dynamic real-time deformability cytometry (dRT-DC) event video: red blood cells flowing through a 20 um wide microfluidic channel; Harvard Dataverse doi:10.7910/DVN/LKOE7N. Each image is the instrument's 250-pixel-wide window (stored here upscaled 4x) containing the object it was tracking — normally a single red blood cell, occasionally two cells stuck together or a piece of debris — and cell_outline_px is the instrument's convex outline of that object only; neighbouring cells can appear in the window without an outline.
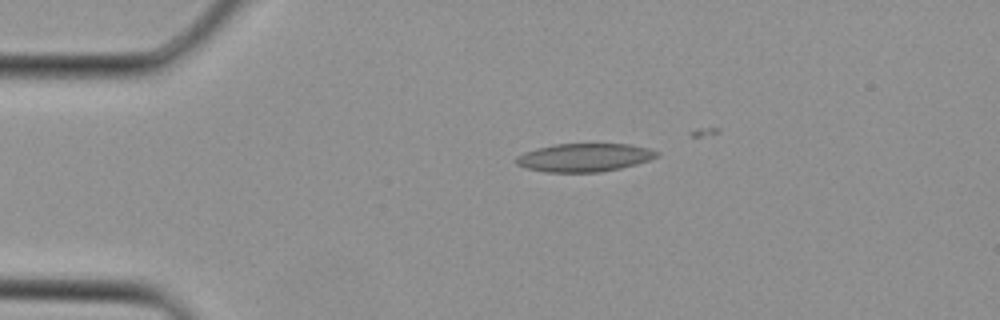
{"species": "Egyptian fruit bat (a non-hibernating species)", "species_latin": "Rousettus aegyptiacus", "temperature_condition": "cold", "stored_images_in_passage": 1, "camera_frame_rate_fps": 3000, "um_per_image_px": 0.085, "animal": {"sex": "female"}, "frame": {"image": 1, "passage_image": 1, "time_ms": 0.0, "image_size_px": [1000, 320], "cell_outline_px": [[660, 152], [656, 156], [648, 160], [636, 164], [620, 168], [600, 172], [544, 172], [524, 168], [516, 164], [516, 156], [524, 152], [536, 148], [556, 144], [632, 144], [648, 148]], "centroid_in_image_um": [49.63, 13.39], "position_along_channel_um": 35.4, "area_um2": 23.18}}